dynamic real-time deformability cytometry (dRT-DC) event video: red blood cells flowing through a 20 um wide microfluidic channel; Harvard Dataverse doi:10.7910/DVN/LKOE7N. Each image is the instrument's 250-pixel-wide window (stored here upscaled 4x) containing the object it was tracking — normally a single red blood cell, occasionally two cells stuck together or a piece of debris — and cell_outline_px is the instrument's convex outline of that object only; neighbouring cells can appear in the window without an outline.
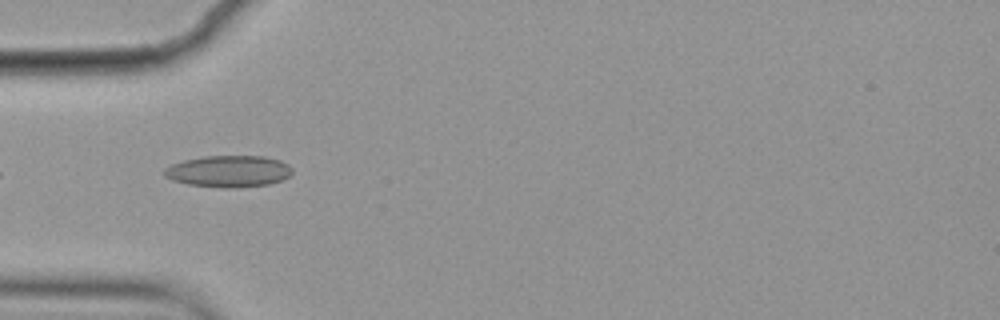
{"species": "common noctule bat (a hibernating species)", "species_latin": "Nyctalus noctula", "temperature_condition": "cold", "stored_images_in_passage": 3, "camera_frame_rate_fps": 3000, "um_per_image_px": 0.085, "animal": {"sex": "female", "body_mass_g": 19.9}, "frame": {"image": 1, "passage_image": 1, "time_ms": 0.0, "image_size_px": [1000, 320], "cell_outline_px": [[292, 172], [288, 176], [280, 180], [268, 184], [188, 184], [172, 180], [164, 176], [164, 168], [172, 164], [184, 160], [204, 156], [264, 156], [280, 160], [288, 164], [292, 168]], "centroid_in_image_um": [19.42, 14.48], "position_along_channel_um": 65.6, "area_um2": 22.25}}
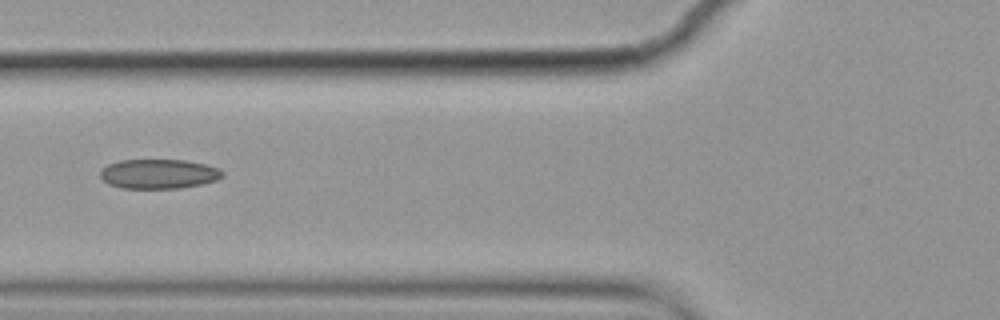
{"frame": {"image": 2, "passage_image": 2, "time_ms": 0.333, "image_size_px": [1000, 320], "cell_outline_px": [[224, 176], [216, 180], [200, 184], [180, 188], [120, 188], [108, 184], [100, 176], [100, 168], [108, 164], [120, 160], [184, 160], [204, 164], [220, 168], [224, 172]], "centroid_in_image_um": [13.47, 14.78], "position_along_channel_um": 112.3, "area_um2": 21.1}}
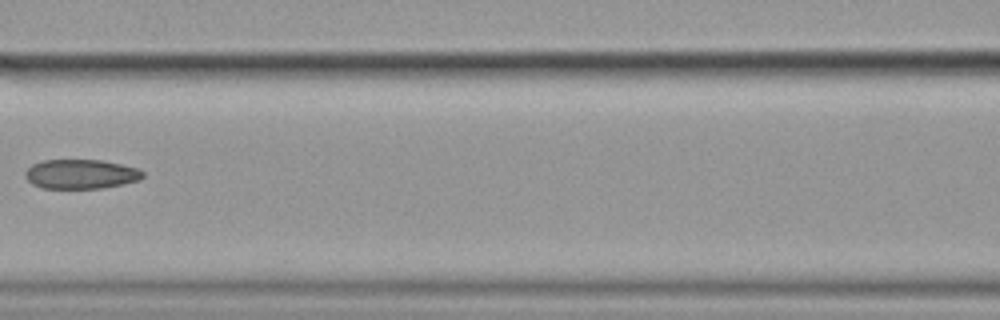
{"frame": {"image": 3, "passage_image": 3, "time_ms": 0.667, "image_size_px": [1000, 320], "cell_outline_px": [[144, 176], [140, 180], [124, 184], [100, 188], [40, 188], [32, 184], [24, 176], [24, 172], [32, 164], [44, 160], [104, 160], [140, 168], [144, 172]], "centroid_in_image_um": [6.9, 14.79], "position_along_channel_um": 159.7, "area_um2": 20.4}}